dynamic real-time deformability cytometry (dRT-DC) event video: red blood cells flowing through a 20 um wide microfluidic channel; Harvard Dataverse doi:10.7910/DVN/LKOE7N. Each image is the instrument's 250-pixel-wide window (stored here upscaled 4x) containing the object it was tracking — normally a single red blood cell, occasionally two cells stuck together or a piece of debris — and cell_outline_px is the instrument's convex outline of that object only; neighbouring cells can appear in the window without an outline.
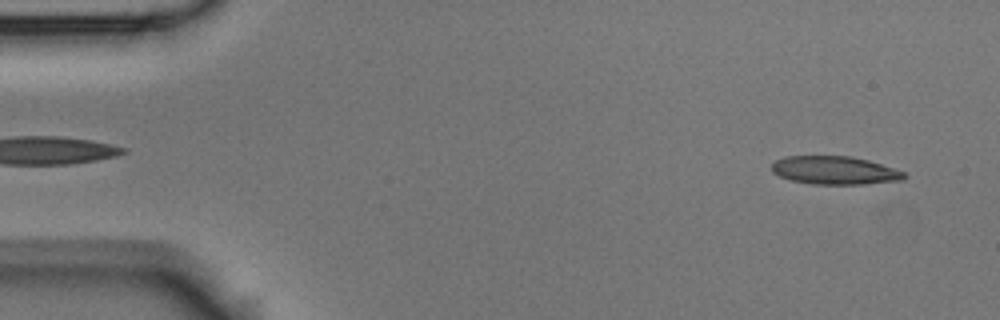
{"species": "Egyptian fruit bat (a non-hibernating species)", "species_latin": "Rousettus aegyptiacus", "temperature_condition": "room temperature", "stored_images_in_passage": 4, "segment_of_instrument_passage": [2, 2], "camera_frame_rate_fps": 3000, "um_per_image_px": 0.085, "animal": {"sex": "male"}, "frame": {"image": 1, "passage_image": 4, "time_ms": 1.0, "image_size_px": [1000, 320], "cell_outline_px": [[908, 176], [904, 180], [864, 184], [812, 184], [792, 180], [780, 176], [772, 172], [772, 164], [776, 160], [784, 156], [852, 156], [868, 160], [904, 172]], "centroid_in_image_um": [70.96, 14.48], "position_along_channel_um": 14.0, "area_um2": 21.73}}